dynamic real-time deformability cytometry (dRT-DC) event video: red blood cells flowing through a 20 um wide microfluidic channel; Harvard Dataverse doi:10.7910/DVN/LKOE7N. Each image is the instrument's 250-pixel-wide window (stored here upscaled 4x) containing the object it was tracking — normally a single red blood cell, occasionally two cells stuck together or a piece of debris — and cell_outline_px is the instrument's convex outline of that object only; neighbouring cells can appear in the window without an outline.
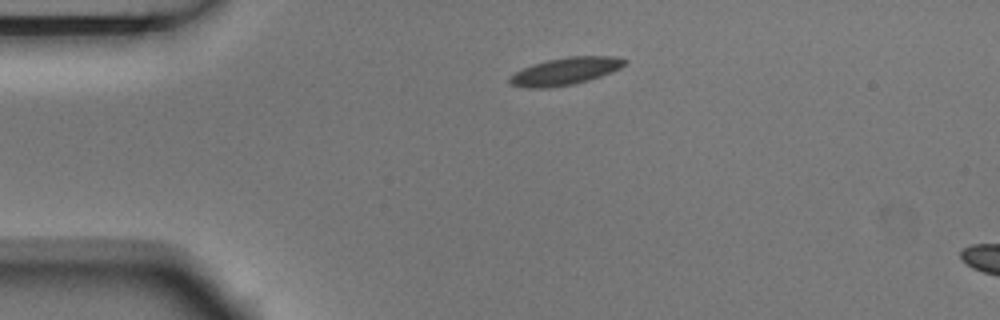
{"species": "Egyptian fruit bat (a non-hibernating species)", "species_latin": "Rousettus aegyptiacus", "temperature_condition": "room temperature", "stored_images_in_passage": 3, "segment_of_instrument_passage": [1, 2], "camera_frame_rate_fps": 3000, "um_per_image_px": 0.085, "animal": {"sex": "male"}, "frame": {"image": 1, "passage_image": 1, "time_ms": 0.0, "image_size_px": [1000, 320], "cell_outline_px": [[628, 60], [620, 68], [612, 72], [576, 84], [548, 88], [524, 88], [512, 84], [508, 80], [508, 76], [532, 64], [548, 60], [568, 56], [616, 56]], "centroid_in_image_um": [48.05, 6.06], "position_along_channel_um": 37.0, "area_um2": 18.38}}